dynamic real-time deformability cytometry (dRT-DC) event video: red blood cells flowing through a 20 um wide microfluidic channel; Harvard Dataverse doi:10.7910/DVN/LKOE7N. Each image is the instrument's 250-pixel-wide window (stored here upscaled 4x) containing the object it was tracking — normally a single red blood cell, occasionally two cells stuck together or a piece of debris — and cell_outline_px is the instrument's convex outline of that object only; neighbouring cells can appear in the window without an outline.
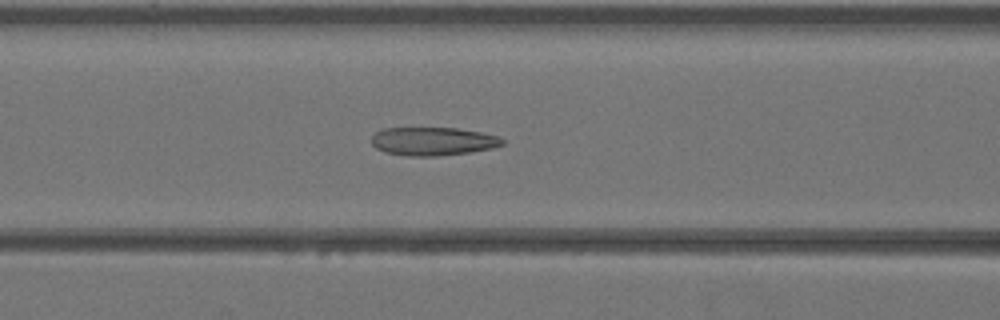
{"species": "Egyptian fruit bat (a non-hibernating species)", "species_latin": "Rousettus aegyptiacus", "temperature_condition": "warm", "stored_images_in_passage": 42, "camera_frame_rate_fps": 3000, "um_per_image_px": 0.085, "animal": {"sex": "female"}, "frame": {"image": 1, "passage_image": 17, "time_ms": 5.333, "image_size_px": [1000, 320], "cell_outline_px": [[504, 144], [492, 148], [472, 152], [436, 156], [408, 156], [384, 152], [376, 148], [372, 144], [372, 136], [376, 132], [384, 128], [456, 128], [480, 132], [496, 136], [504, 140]], "centroid_in_image_um": [36.78, 12.01], "position_along_channel_um": 129.8, "area_um2": 21.56}}
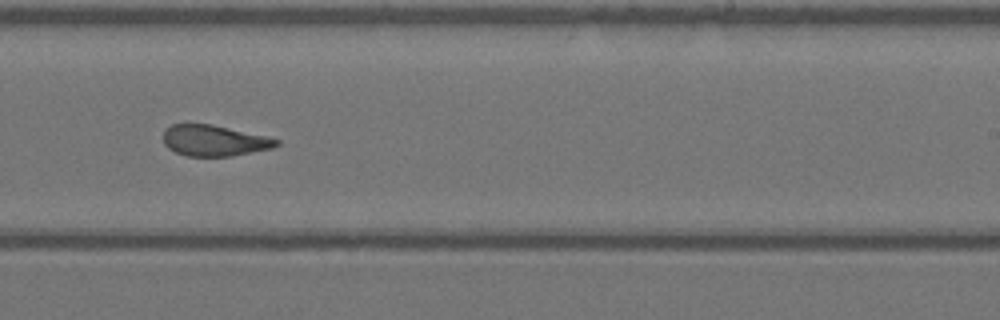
{"frame": {"image": 2, "passage_image": 26, "time_ms": 8.333, "image_size_px": [1000, 320], "cell_outline_px": [[280, 144], [272, 148], [232, 156], [188, 156], [176, 152], [168, 148], [164, 144], [164, 132], [172, 124], [212, 124], [264, 136], [280, 140]], "centroid_in_image_um": [18.21, 11.95], "position_along_channel_um": 270.8, "area_um2": 20.17}}
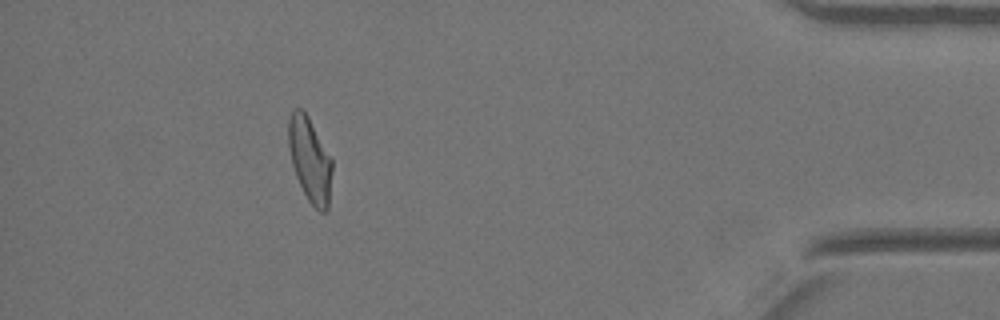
{"frame": {"image": 3, "passage_image": 38, "time_ms": 12.333, "image_size_px": [1000, 320], "cell_outline_px": [[332, 172], [328, 212], [320, 212], [308, 200], [296, 176], [292, 164], [288, 148], [288, 120], [292, 112], [296, 108], [300, 108], [308, 116], [332, 160]], "centroid_in_image_um": [26.34, 13.6], "position_along_channel_um": 408.9, "area_um2": 21.33}}